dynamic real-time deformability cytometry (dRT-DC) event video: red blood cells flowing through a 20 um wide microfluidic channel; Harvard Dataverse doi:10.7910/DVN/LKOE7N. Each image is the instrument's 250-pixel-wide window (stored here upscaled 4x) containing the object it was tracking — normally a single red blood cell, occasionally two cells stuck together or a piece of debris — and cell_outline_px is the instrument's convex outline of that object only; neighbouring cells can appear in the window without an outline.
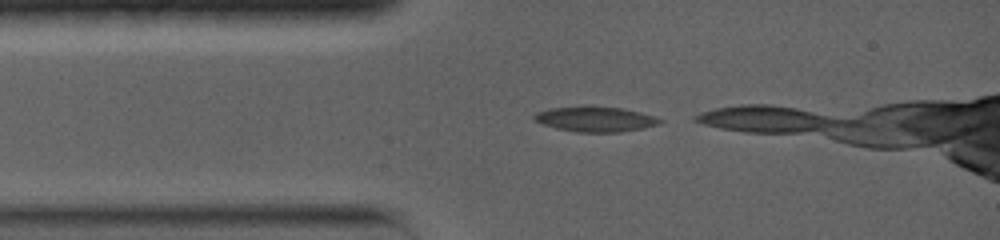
{"species": "common noctule bat (a hibernating species)", "species_latin": "Nyctalus noctula", "temperature_condition": "warm", "stored_images_in_passage": 15, "camera_frame_rate_fps": 5000, "um_per_image_px": 0.085, "animal": {"sex": "female", "body_mass_g": 19.0, "forearm_length_mm": 56.7}, "frame": {"image": 1, "passage_image": 1, "time_ms": 0.0, "image_size_px": [1000, 240], "cell_outline_px": [[664, 120], [660, 124], [644, 128], [620, 132], [576, 132], [556, 128], [544, 124], [536, 120], [532, 116], [536, 112], [552, 108], [588, 104], [624, 108], [640, 112]], "centroid_in_image_um": [50.62, 10.1], "position_along_channel_um": 34.4, "area_um2": 18.79}}
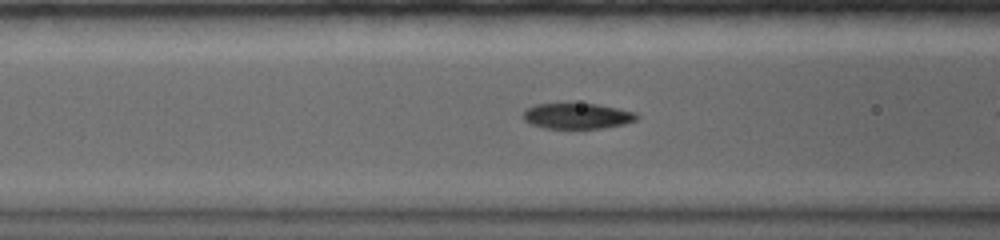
{"frame": {"image": 2, "passage_image": 13, "time_ms": 2.4, "image_size_px": [1000, 240], "cell_outline_px": [[640, 116], [636, 120], [624, 124], [600, 128], [544, 128], [532, 124], [524, 120], [524, 112], [528, 108], [536, 104], [596, 104], [636, 112]], "centroid_in_image_um": [49.09, 9.86], "position_along_channel_um": 117.5, "area_um2": 16.7}}